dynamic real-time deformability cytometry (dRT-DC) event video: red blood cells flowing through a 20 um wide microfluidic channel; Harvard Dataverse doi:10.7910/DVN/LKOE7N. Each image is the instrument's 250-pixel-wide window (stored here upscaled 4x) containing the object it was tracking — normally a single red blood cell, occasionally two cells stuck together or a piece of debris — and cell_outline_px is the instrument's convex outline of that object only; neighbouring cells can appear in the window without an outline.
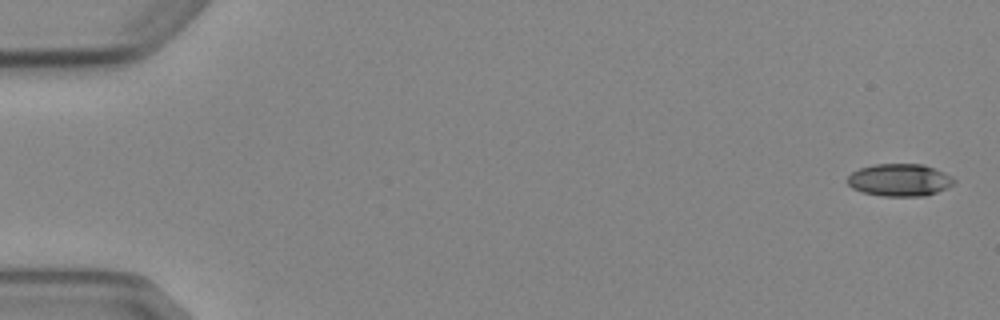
{"species": "Egyptian fruit bat (a non-hibernating species)", "species_latin": "Rousettus aegyptiacus", "temperature_condition": "cold", "stored_images_in_passage": 6, "camera_frame_rate_fps": 3000, "um_per_image_px": 0.085, "animal": {"sex": "female"}, "frame": {"image": 1, "passage_image": 1, "time_ms": 0.0, "image_size_px": [1000, 320], "cell_outline_px": [[956, 180], [952, 184], [936, 192], [924, 196], [880, 196], [864, 192], [852, 188], [848, 184], [848, 176], [852, 172], [860, 168], [872, 164], [924, 164], [944, 172], [952, 176]], "centroid_in_image_um": [76.45, 15.29], "position_along_channel_um": 8.5, "area_um2": 20.06}}
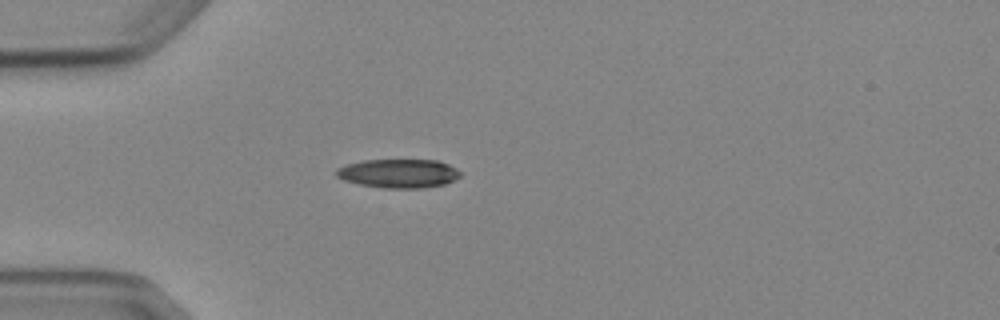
{"frame": {"image": 2, "passage_image": 5, "time_ms": 4.667, "image_size_px": [1000, 320], "cell_outline_px": [[460, 176], [444, 184], [424, 188], [384, 188], [360, 184], [344, 180], [336, 176], [336, 168], [360, 160], [436, 160], [448, 164], [456, 168], [460, 172]], "centroid_in_image_um": [33.86, 14.74], "position_along_channel_um": 51.1, "area_um2": 20.75}}